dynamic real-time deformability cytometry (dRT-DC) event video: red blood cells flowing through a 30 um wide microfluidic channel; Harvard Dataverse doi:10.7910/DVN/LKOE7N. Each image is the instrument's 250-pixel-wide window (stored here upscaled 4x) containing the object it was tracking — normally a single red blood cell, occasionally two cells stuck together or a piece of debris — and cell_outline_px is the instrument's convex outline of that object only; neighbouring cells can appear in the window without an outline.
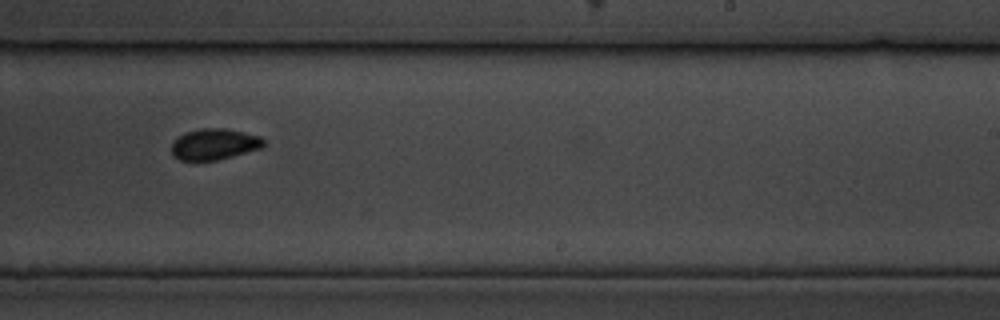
{"species": "common noctule bat (a hibernating species)", "species_latin": "Nyctalus noctula", "temperature_condition": "cold", "stored_images_in_passage": 9, "camera_frame_rate_fps": 3000, "um_per_image_px": 0.085, "animal": {"sex": "male", "body_mass_g": 19.5, "forearm_length_mm": 54.6}, "frame": {"image": 1, "passage_image": 9, "time_ms": 10.333, "image_size_px": [1000, 320], "cell_outline_px": [[264, 144], [260, 148], [232, 156], [216, 160], [180, 160], [172, 156], [172, 140], [184, 132], [200, 128], [224, 128], [244, 132], [260, 136], [264, 140]], "centroid_in_image_um": [18.17, 12.24], "position_along_channel_um": 270.8, "area_um2": 16.7}}